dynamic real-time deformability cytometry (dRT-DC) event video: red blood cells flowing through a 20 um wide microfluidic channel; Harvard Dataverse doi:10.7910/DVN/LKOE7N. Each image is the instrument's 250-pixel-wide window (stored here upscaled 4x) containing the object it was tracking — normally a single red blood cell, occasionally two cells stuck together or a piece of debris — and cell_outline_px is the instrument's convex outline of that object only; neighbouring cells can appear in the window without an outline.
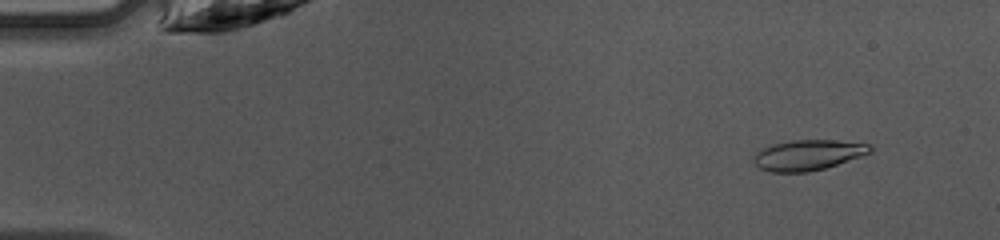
{"species": "common noctule bat (a hibernating species)", "species_latin": "Nyctalus noctula", "temperature_condition": "warm", "stored_images_in_passage": 47, "camera_frame_rate_fps": 3000, "um_per_image_px": 0.085, "animal": {"sex": "female", "body_mass_g": 10.0, "forearm_length_mm": 53.1}, "frame": {"image": 1, "passage_image": 5, "time_ms": 1.333, "image_size_px": [1000, 240], "cell_outline_px": [[872, 152], [824, 168], [808, 172], [768, 172], [760, 168], [752, 160], [756, 152], [772, 144], [792, 140], [836, 140], [872, 144]], "centroid_in_image_um": [68.67, 13.17], "position_along_channel_um": 16.3, "area_um2": 20.58}}
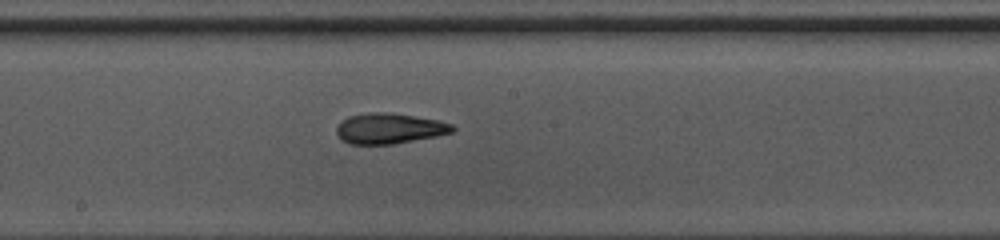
{"frame": {"image": 2, "passage_image": 26, "time_ms": 8.333, "image_size_px": [1000, 240], "cell_outline_px": [[456, 128], [452, 132], [436, 136], [392, 144], [348, 144], [340, 140], [336, 136], [336, 128], [340, 120], [348, 116], [372, 112], [388, 112], [436, 120], [452, 124]], "centroid_in_image_um": [33.02, 10.92], "position_along_channel_um": 215.2, "area_um2": 20.63}}
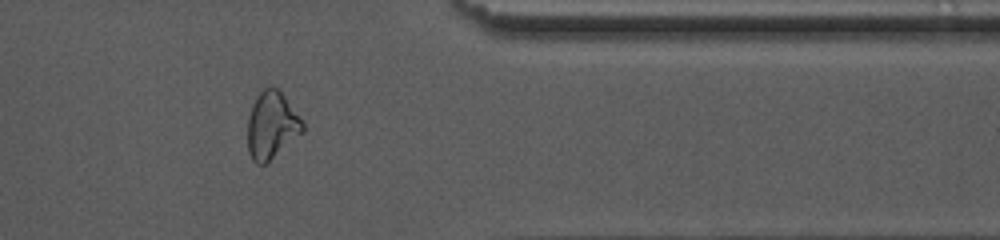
{"frame": {"image": 3, "passage_image": 39, "time_ms": 12.667, "image_size_px": [1000, 240], "cell_outline_px": [[304, 132], [264, 164], [256, 164], [252, 160], [248, 152], [248, 116], [252, 104], [256, 96], [264, 88], [276, 88], [280, 92], [304, 124]], "centroid_in_image_um": [23.06, 10.68], "position_along_channel_um": 388.3, "area_um2": 21.1}, "authors_computed_cell_mechanics": {"area_um2": 20.8658, "velocity_mm_per_s": 4.2653, "shape_relaxation_time_tau1_ms": 10.3603, "shape_relaxation_time_tau2_ms": 2.721, "deformation_change_tau1": 0.2667, "deformation_change_tau2": 0.1137}}